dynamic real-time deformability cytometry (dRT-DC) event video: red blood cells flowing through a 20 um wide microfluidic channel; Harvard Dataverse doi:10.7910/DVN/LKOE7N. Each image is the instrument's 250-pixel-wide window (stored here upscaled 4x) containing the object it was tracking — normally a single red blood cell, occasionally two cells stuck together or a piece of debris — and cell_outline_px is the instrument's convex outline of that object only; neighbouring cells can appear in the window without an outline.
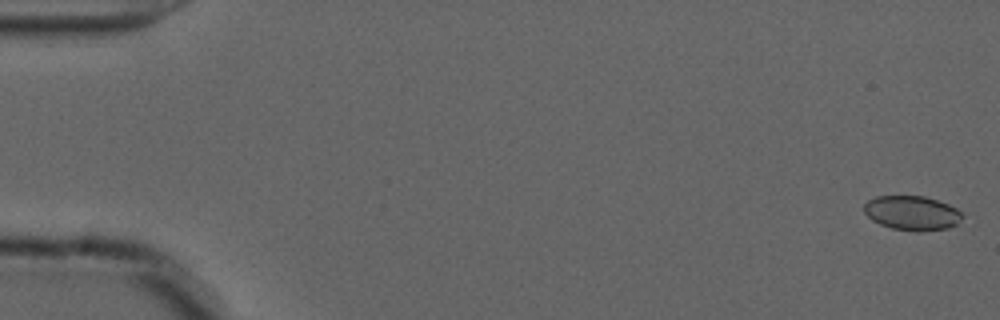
{"species": "common noctule bat (a hibernating species)", "species_latin": "Nyctalus noctula", "temperature_condition": "cold", "stored_images_in_passage": 19, "camera_frame_rate_fps": 3000, "um_per_image_px": 0.085, "animal": {"sex": "male", "forearm_length_mm": 52.5}, "frame": {"image": 1, "passage_image": 2, "time_ms": 0.333, "image_size_px": [1000, 320], "cell_outline_px": [[964, 216], [956, 224], [948, 228], [920, 232], [916, 232], [892, 228], [880, 224], [872, 220], [864, 212], [864, 204], [868, 200], [876, 196], [924, 196], [948, 204], [956, 208]], "centroid_in_image_um": [77.52, 18.11], "position_along_channel_um": 7.5, "area_um2": 19.71}}
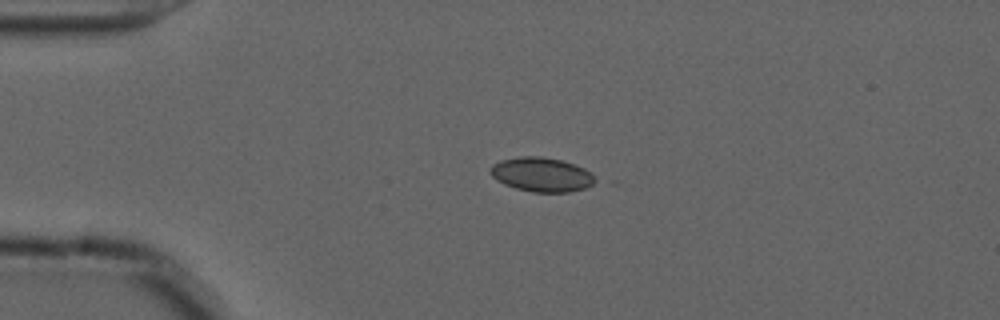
{"frame": {"image": 2, "passage_image": 14, "time_ms": 4.333, "image_size_px": [1000, 320], "cell_outline_px": [[600, 180], [584, 188], [568, 192], [532, 192], [516, 188], [504, 184], [496, 180], [488, 172], [488, 168], [492, 164], [500, 160], [520, 156], [540, 156], [560, 160], [584, 168]], "centroid_in_image_um": [46.0, 14.83], "position_along_channel_um": 39.0, "area_um2": 21.04}}